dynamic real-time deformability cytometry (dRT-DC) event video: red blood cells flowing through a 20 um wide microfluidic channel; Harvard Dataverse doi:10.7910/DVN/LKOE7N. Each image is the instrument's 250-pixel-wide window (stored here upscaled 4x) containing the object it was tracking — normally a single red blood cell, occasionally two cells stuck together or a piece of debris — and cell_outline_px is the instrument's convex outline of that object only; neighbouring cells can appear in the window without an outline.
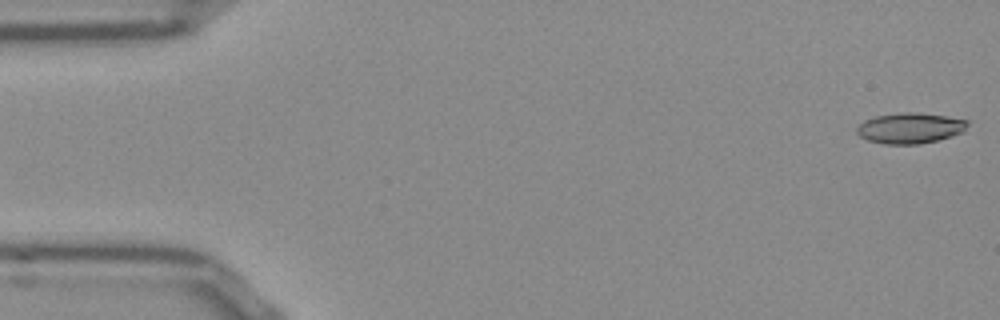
{"species": "Egyptian fruit bat (a non-hibernating species)", "species_latin": "Rousettus aegyptiacus", "temperature_condition": "room temperature", "stored_images_in_passage": 52, "camera_frame_rate_fps": 3000, "um_per_image_px": 0.085, "frame": {"image": 1, "passage_image": 1, "time_ms": 0.0, "image_size_px": [1000, 320], "cell_outline_px": [[968, 124], [964, 132], [952, 136], [920, 144], [884, 144], [868, 140], [860, 136], [856, 132], [856, 128], [864, 120], [876, 116], [904, 112], [912, 112], [944, 116], [968, 120]], "centroid_in_image_um": [77.35, 10.89], "position_along_channel_um": 7.6, "area_um2": 19.65}}
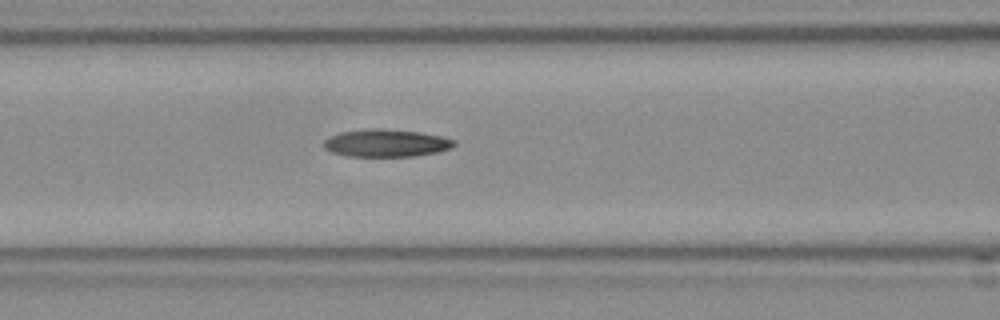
{"frame": {"image": 2, "passage_image": 21, "time_ms": 6.667, "image_size_px": [1000, 320], "cell_outline_px": [[456, 144], [452, 148], [436, 152], [416, 156], [348, 156], [332, 152], [324, 148], [324, 140], [328, 136], [340, 132], [364, 128], [380, 128], [420, 132], [444, 136], [456, 140]], "centroid_in_image_um": [32.83, 12.14], "position_along_channel_um": 133.8, "area_um2": 21.21}}
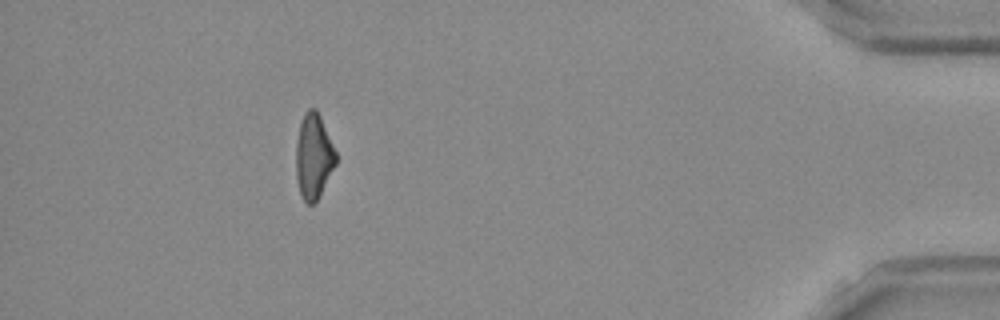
{"frame": {"image": 3, "passage_image": 47, "time_ms": 15.333, "image_size_px": [1000, 320], "cell_outline_px": [[336, 164], [316, 200], [312, 204], [308, 204], [304, 200], [300, 192], [296, 180], [296, 144], [300, 124], [304, 112], [308, 108], [316, 108], [320, 116], [336, 152]], "centroid_in_image_um": [26.64, 13.26], "position_along_channel_um": 408.6, "area_um2": 19.48}}